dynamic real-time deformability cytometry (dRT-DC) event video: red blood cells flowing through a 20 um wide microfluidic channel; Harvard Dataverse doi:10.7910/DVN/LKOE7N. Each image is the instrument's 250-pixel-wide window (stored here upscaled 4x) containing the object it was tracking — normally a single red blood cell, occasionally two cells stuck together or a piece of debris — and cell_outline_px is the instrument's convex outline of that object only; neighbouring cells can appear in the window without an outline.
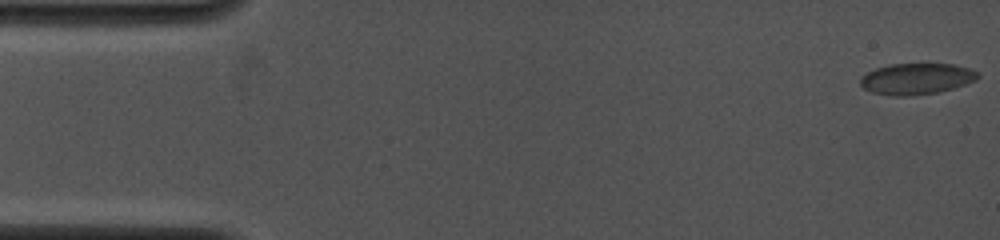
{"species": "common noctule bat (a hibernating species)", "species_latin": "Nyctalus noctula", "temperature_condition": "cold", "stored_images_in_passage": 51, "camera_frame_rate_fps": 4000, "um_per_image_px": 0.085, "animal": {"sex": "female", "body_mass_g": 19.0, "forearm_length_mm": 53.3}, "frame": {"image": 1, "passage_image": 1, "time_ms": 0.0, "image_size_px": [1000, 240], "cell_outline_px": [[980, 76], [976, 80], [940, 92], [908, 96], [892, 96], [872, 92], [864, 88], [860, 84], [860, 76], [876, 68], [888, 64], [956, 64], [972, 68], [980, 72]], "centroid_in_image_um": [77.92, 6.69], "position_along_channel_um": 7.1, "area_um2": 21.56}}
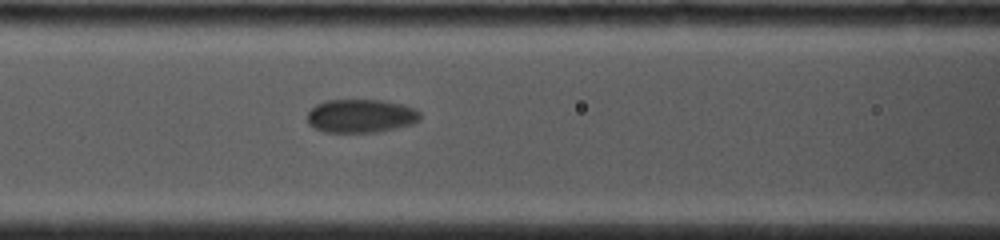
{"frame": {"image": 2, "passage_image": 22, "time_ms": 6.75, "image_size_px": [1000, 240], "cell_outline_px": [[420, 120], [412, 124], [396, 128], [376, 132], [324, 132], [312, 128], [308, 124], [308, 112], [316, 104], [324, 100], [384, 100], [400, 104], [412, 108], [420, 112]], "centroid_in_image_um": [30.64, 9.86], "position_along_channel_um": 136.0, "area_um2": 22.08}}
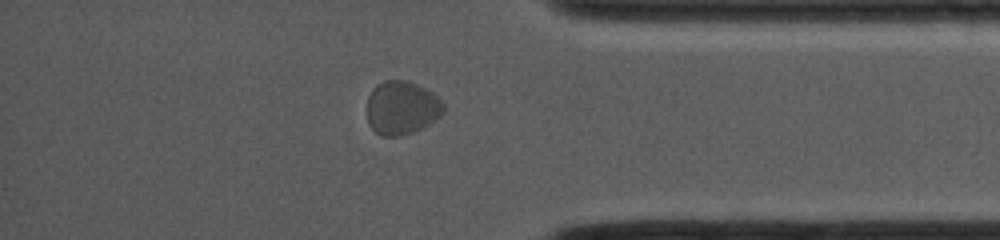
{"frame": {"image": 3, "passage_image": 44, "time_ms": 13.75, "image_size_px": [1000, 240], "cell_outline_px": [[444, 112], [436, 120], [412, 132], [400, 136], [380, 136], [368, 124], [368, 96], [372, 88], [376, 84], [384, 80], [404, 80], [416, 84], [432, 92], [444, 104]], "centroid_in_image_um": [34.13, 9.16], "position_along_channel_um": 401.1, "area_um2": 23.87}, "authors_computed_cell_mechanics": {"area_um2": 22.5998, "velocity_mm_per_s": 3.8559, "shape_relaxation_time_tau1_ms": null, "shape_relaxation_time_tau2_ms": 1.297, "deformation_change_tau1": null, "deformation_change_tau2": 0.0411}}